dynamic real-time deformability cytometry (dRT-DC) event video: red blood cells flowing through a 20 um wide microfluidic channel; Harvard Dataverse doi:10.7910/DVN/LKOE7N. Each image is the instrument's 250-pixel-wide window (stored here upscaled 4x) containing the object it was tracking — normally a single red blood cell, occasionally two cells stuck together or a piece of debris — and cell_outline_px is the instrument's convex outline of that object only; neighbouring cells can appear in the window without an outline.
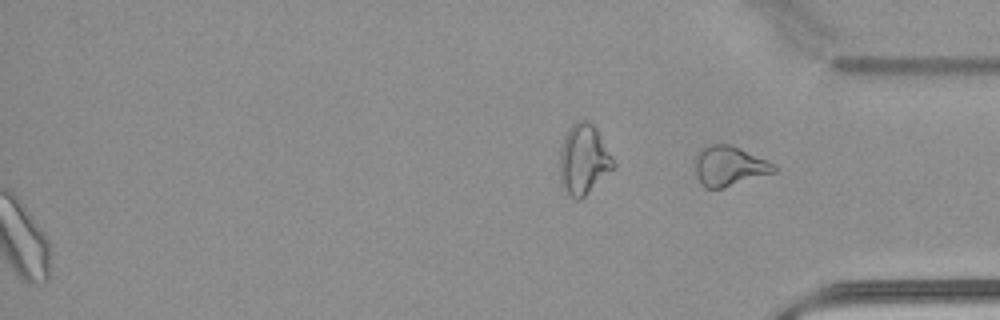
{"species": "common noctule bat (a hibernating species)", "species_latin": "Nyctalus noctula", "temperature_condition": "warm", "stored_images_in_passage": 53, "segment_of_instrument_passage": [2, 2], "camera_frame_rate_fps": 3000, "um_per_image_px": 0.085, "animal": {"sex": "male", "body_mass_g": 21.5, "forearm_length_mm": 52.0}, "frame": {"image": 1, "passage_image": 53, "time_ms": 17.333, "image_size_px": [1000, 320], "cell_outline_px": [[780, 168], [776, 172], [724, 188], [704, 188], [700, 184], [696, 176], [696, 152], [708, 144], [732, 144], [776, 164]], "centroid_in_image_um": [62.01, 14.11], "position_along_channel_um": 373.2, "area_um2": 18.73}}